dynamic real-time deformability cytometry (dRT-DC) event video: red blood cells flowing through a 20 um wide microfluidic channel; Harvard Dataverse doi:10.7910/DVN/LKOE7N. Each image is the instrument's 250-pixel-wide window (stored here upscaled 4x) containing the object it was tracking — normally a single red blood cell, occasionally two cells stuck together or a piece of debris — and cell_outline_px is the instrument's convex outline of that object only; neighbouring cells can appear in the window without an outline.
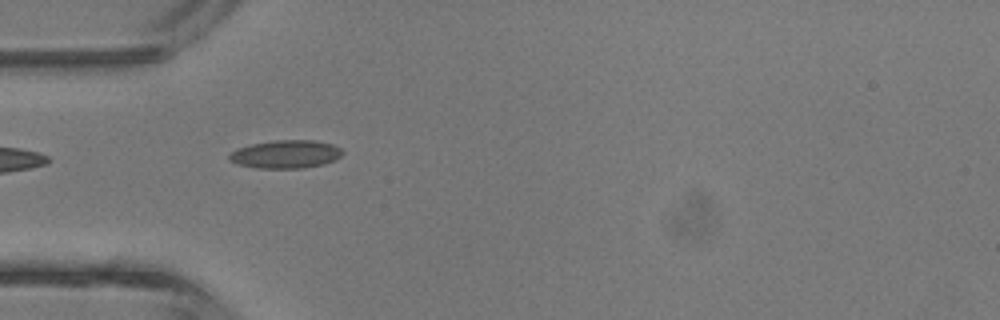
{"species": "common noctule bat (a hibernating species)", "species_latin": "Nyctalus noctula", "temperature_condition": "room temperature", "stored_images_in_passage": 5, "camera_frame_rate_fps": 3000, "um_per_image_px": 0.085, "animal": {"sex": "male", "body_mass_g": 13.3}, "frame": {"image": 1, "passage_image": 4, "time_ms": 3.667, "image_size_px": [1000, 320], "cell_outline_px": [[344, 152], [336, 160], [324, 164], [304, 168], [256, 168], [236, 164], [228, 160], [228, 156], [232, 152], [240, 148], [252, 144], [272, 140], [316, 140], [332, 144], [340, 148]], "centroid_in_image_um": [24.31, 13.11], "position_along_channel_um": 60.7, "area_um2": 18.67}}
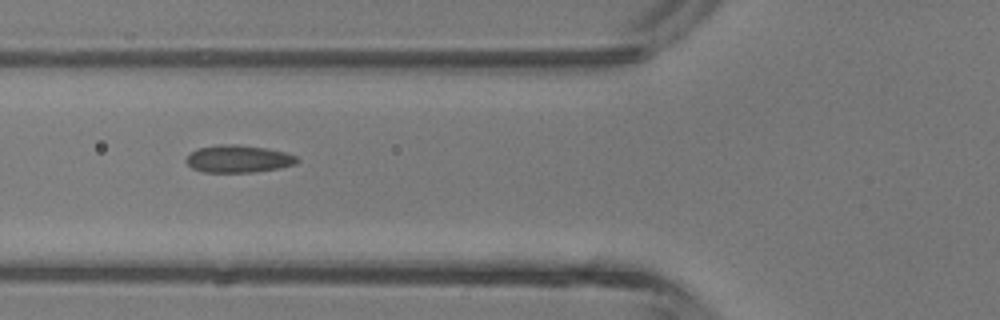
{"frame": {"image": 2, "passage_image": 5, "time_ms": 4.667, "image_size_px": [1000, 320], "cell_outline_px": [[300, 160], [296, 164], [280, 168], [252, 172], [204, 172], [192, 168], [184, 160], [196, 148], [216, 144], [236, 144], [268, 148], [284, 152], [296, 156]], "centroid_in_image_um": [20.26, 13.49], "position_along_channel_um": 105.5, "area_um2": 17.86}}